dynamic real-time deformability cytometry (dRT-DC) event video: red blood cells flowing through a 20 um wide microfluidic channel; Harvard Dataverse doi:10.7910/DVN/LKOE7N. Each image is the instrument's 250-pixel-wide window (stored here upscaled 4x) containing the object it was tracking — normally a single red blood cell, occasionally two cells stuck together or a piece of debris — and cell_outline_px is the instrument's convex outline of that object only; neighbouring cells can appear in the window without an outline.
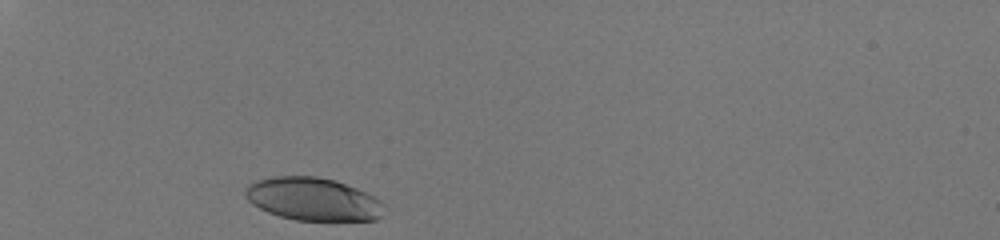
{"species": "human", "species_latin": "Homo sapiens", "temperature_condition": "room temperature", "stored_images_in_passage": 29, "camera_frame_rate_fps": 3000, "um_per_image_px": 0.085, "donor": {"sex": "male"}, "frame": {"image": 1, "passage_image": 1, "time_ms": 0.0, "image_size_px": [1000, 240], "cell_outline_px": [[384, 204], [380, 216], [376, 220], [296, 220], [280, 216], [268, 212], [252, 204], [244, 196], [244, 188], [248, 184], [256, 180], [272, 176], [316, 176], [336, 180], [376, 196]], "centroid_in_image_um": [26.58, 16.91], "position_along_channel_um": 58.4, "area_um2": 34.85}}
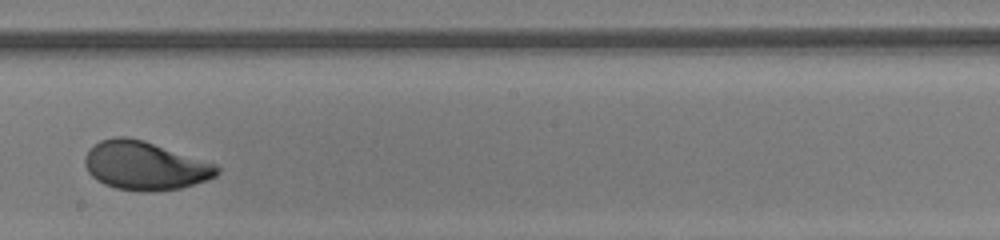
{"frame": {"image": 2, "passage_image": 17, "time_ms": 5.333, "image_size_px": [1000, 240], "cell_outline_px": [[220, 172], [216, 176], [208, 180], [180, 188], [152, 192], [144, 192], [116, 188], [104, 184], [96, 180], [88, 172], [84, 164], [84, 156], [88, 148], [92, 144], [100, 140], [112, 136], [128, 136], [144, 140], [216, 164], [220, 168]], "centroid_in_image_um": [12.28, 14.07], "position_along_channel_um": 235.9, "area_um2": 37.86}}
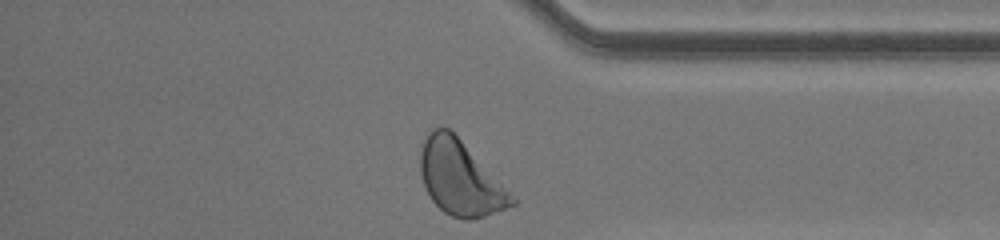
{"frame": {"image": 3, "passage_image": 29, "time_ms": 9.333, "image_size_px": [1000, 240], "cell_outline_px": [[516, 204], [484, 216], [468, 220], [464, 220], [452, 216], [444, 212], [432, 200], [424, 184], [420, 172], [420, 144], [428, 132], [432, 128], [448, 128], [460, 140], [516, 200]], "centroid_in_image_um": [39.04, 15.14], "position_along_channel_um": 396.2, "area_um2": 38.55}, "authors_computed_cell_mechanics": {"area_um2": 36.8764, "velocity_mm_per_s": 4.0779, "shape_relaxation_time_tau1_ms": 2.8735, "shape_relaxation_time_tau2_ms": null, "deformation_change_tau1": 0.1763, "deformation_change_tau2": null}}